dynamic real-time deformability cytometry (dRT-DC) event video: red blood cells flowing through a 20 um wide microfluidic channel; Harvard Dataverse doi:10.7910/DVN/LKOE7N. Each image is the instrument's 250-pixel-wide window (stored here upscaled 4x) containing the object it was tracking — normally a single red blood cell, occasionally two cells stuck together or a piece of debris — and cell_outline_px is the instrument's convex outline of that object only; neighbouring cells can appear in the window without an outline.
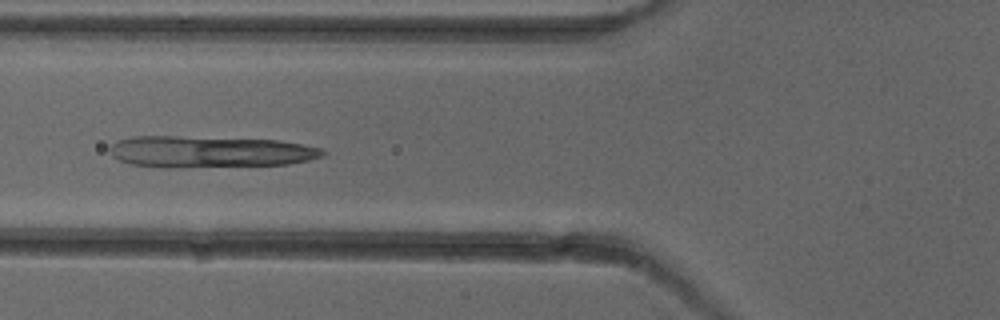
{"species": "common noctule bat (a hibernating species)", "species_latin": "Nyctalus noctula", "temperature_condition": "cold", "stored_images_in_passage": 5, "camera_frame_rate_fps": 3000, "um_per_image_px": 0.085, "animal": {"sex": "female"}, "frame": {"image": 1, "passage_image": 5, "time_ms": 5.667, "image_size_px": [1000, 320], "cell_outline_px": [[328, 152], [324, 156], [308, 160], [288, 164], [168, 168], [164, 168], [128, 164], [112, 156], [108, 148], [116, 140], [132, 136], [176, 136], [280, 140], [320, 148]], "centroid_in_image_um": [17.78, 12.9], "position_along_channel_um": 108.0, "area_um2": 39.48}}